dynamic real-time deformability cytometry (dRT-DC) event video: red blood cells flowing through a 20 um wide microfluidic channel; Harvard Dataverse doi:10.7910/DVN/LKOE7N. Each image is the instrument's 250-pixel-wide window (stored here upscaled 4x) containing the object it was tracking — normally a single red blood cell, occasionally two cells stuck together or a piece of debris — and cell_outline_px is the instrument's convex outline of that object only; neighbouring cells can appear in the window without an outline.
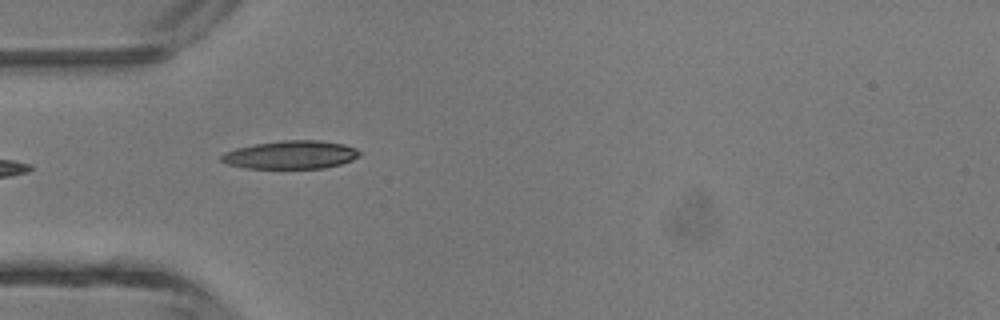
{"species": "common noctule bat (a hibernating species)", "species_latin": "Nyctalus noctula", "temperature_condition": "room temperature", "stored_images_in_passage": 5, "camera_frame_rate_fps": 3000, "um_per_image_px": 0.085, "animal": {"sex": "male", "body_mass_g": 13.3}, "frame": {"image": 1, "passage_image": 4, "time_ms": 4.0, "image_size_px": [1000, 320], "cell_outline_px": [[360, 156], [352, 160], [340, 164], [324, 168], [244, 168], [228, 164], [220, 160], [220, 156], [224, 152], [236, 148], [256, 144], [280, 140], [320, 140], [344, 144], [356, 148], [360, 152]], "centroid_in_image_um": [24.72, 13.15], "position_along_channel_um": 60.3, "area_um2": 22.77}}
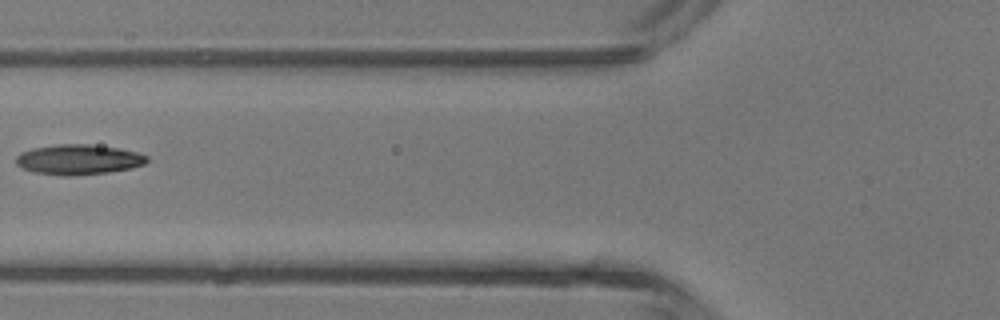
{"frame": {"image": 2, "passage_image": 5, "time_ms": 5.333, "image_size_px": [1000, 320], "cell_outline_px": [[148, 160], [144, 164], [132, 168], [108, 172], [72, 176], [64, 176], [32, 172], [16, 164], [16, 156], [20, 152], [32, 148], [56, 144], [88, 144], [120, 148], [136, 152], [148, 156]], "centroid_in_image_um": [6.66, 13.56], "position_along_channel_um": 119.1, "area_um2": 23.12}}